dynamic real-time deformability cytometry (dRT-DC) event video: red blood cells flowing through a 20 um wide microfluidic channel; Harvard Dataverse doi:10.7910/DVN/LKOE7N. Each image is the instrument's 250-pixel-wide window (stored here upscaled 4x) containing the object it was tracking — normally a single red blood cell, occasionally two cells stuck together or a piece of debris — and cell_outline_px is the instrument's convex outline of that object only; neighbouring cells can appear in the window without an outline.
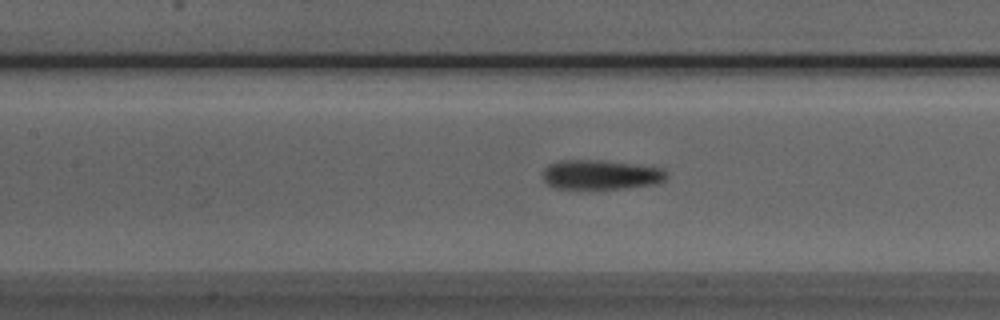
{"species": "Egyptian fruit bat (a non-hibernating species)", "species_latin": "Rousettus aegyptiacus", "temperature_condition": "room temperature", "stored_images_in_passage": 36, "camera_frame_rate_fps": 3000, "um_per_image_px": 0.085, "animal": {"sex": "male"}, "frame": {"image": 1, "passage_image": 7, "time_ms": 2.0, "image_size_px": [1000, 320], "cell_outline_px": [[668, 176], [664, 180], [656, 184], [624, 188], [556, 188], [548, 184], [544, 180], [540, 172], [548, 164], [560, 160], [600, 160], [664, 168]], "centroid_in_image_um": [51.04, 14.84], "position_along_channel_um": 156.4, "area_um2": 21.33}}
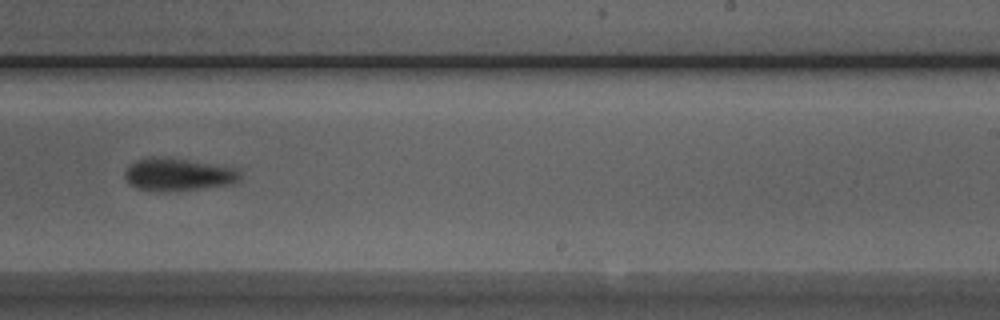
{"frame": {"image": 2, "passage_image": 16, "time_ms": 5.0, "image_size_px": [1000, 320], "cell_outline_px": [[240, 180], [236, 184], [172, 192], [160, 192], [136, 188], [124, 180], [124, 172], [136, 160], [148, 156], [172, 156], [240, 168]], "centroid_in_image_um": [15.18, 14.82], "position_along_channel_um": 273.8, "area_um2": 23.0}}
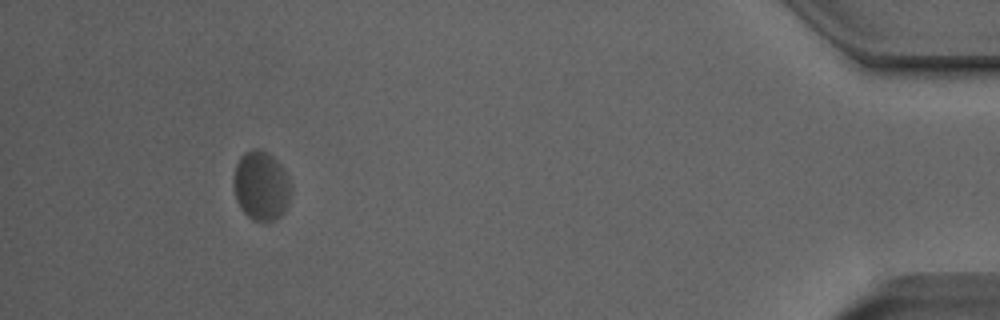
{"frame": {"image": 3, "passage_image": 32, "time_ms": 10.333, "image_size_px": [1000, 320], "cell_outline_px": [[292, 188], [288, 204], [284, 212], [276, 220], [260, 224], [252, 220], [240, 208], [236, 200], [232, 184], [232, 176], [236, 164], [240, 156], [244, 152], [252, 148], [260, 148], [268, 152], [276, 160], [284, 172]], "centroid_in_image_um": [22.16, 15.82], "position_along_channel_um": 413.0, "area_um2": 23.76}}